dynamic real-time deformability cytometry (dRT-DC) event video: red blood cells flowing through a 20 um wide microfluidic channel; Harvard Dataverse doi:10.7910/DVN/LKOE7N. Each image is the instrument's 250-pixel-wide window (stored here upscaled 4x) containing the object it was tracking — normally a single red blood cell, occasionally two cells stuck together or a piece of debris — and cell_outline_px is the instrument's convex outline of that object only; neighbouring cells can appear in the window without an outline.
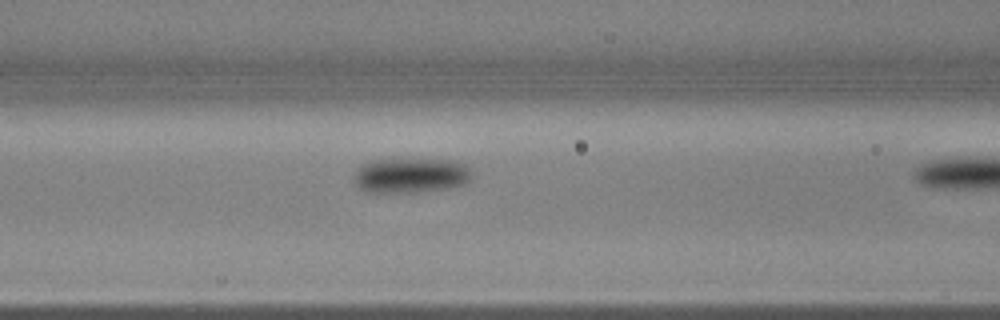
{"species": "common noctule bat (a hibernating species)", "species_latin": "Nyctalus noctula", "temperature_condition": "warm", "stored_images_in_passage": 13, "camera_frame_rate_fps": 3000, "um_per_image_px": 0.085, "animal": {"sex": "male", "body_mass_g": 17.9, "forearm_length_mm": 54.2}, "frame": {"image": 1, "passage_image": 8, "time_ms": 2.333, "image_size_px": [1000, 320], "cell_outline_px": [[472, 176], [464, 184], [448, 188], [412, 192], [364, 192], [352, 180], [352, 176], [360, 164], [372, 160], [456, 160], [464, 164], [472, 172]], "centroid_in_image_um": [34.86, 14.91], "position_along_channel_um": 131.7, "area_um2": 23.99}}
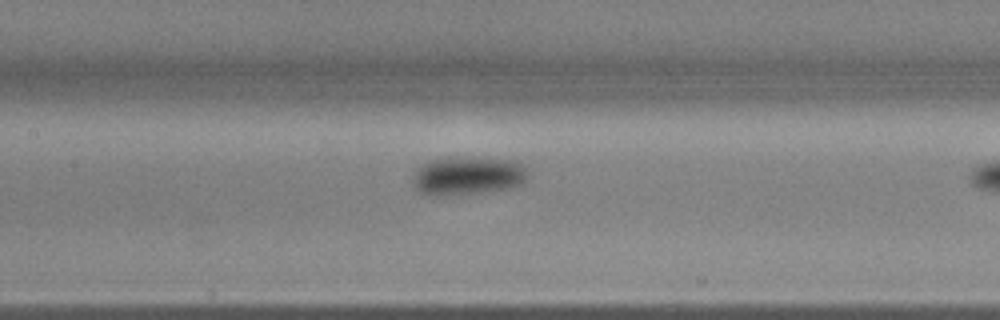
{"frame": {"image": 2, "passage_image": 11, "time_ms": 3.333, "image_size_px": [1000, 320], "cell_outline_px": [[524, 180], [520, 184], [508, 188], [480, 192], [440, 196], [428, 196], [420, 192], [412, 184], [412, 180], [416, 168], [420, 164], [428, 160], [448, 156], [452, 156], [512, 160], [520, 164], [524, 168]], "centroid_in_image_um": [39.61, 14.92], "position_along_channel_um": 167.8, "area_um2": 25.78}}